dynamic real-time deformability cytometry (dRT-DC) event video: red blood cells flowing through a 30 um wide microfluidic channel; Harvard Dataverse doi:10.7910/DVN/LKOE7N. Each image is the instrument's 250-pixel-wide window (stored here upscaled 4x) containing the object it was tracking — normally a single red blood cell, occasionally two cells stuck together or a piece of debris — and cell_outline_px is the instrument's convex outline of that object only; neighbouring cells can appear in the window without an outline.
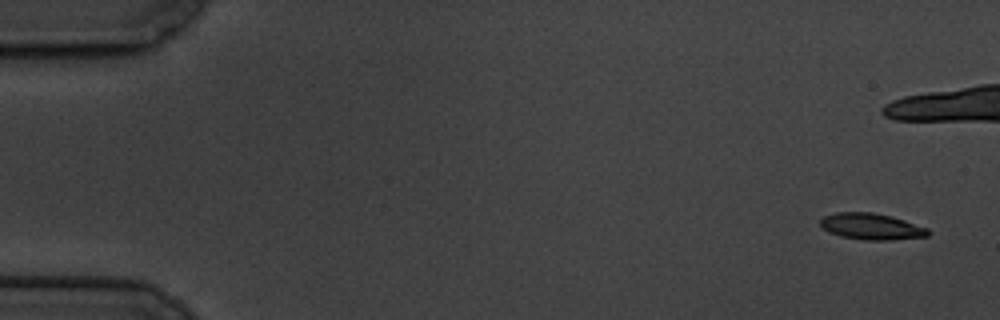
{"species": "common noctule bat (a hibernating species)", "species_latin": "Nyctalus noctula", "temperature_condition": "cold", "stored_images_in_passage": 8, "camera_frame_rate_fps": 3000, "um_per_image_px": 0.085, "animal": {"sex": "male", "body_mass_g": 19.5, "forearm_length_mm": 54.6}, "frame": {"image": 1, "passage_image": 1, "time_ms": 0.0, "image_size_px": [1000, 320], "cell_outline_px": [[932, 232], [928, 236], [888, 240], [864, 240], [840, 236], [828, 232], [820, 224], [820, 220], [824, 216], [836, 212], [872, 212], [892, 216], [928, 228]], "centroid_in_image_um": [74.08, 19.25], "position_along_channel_um": 10.9, "area_um2": 16.59}}